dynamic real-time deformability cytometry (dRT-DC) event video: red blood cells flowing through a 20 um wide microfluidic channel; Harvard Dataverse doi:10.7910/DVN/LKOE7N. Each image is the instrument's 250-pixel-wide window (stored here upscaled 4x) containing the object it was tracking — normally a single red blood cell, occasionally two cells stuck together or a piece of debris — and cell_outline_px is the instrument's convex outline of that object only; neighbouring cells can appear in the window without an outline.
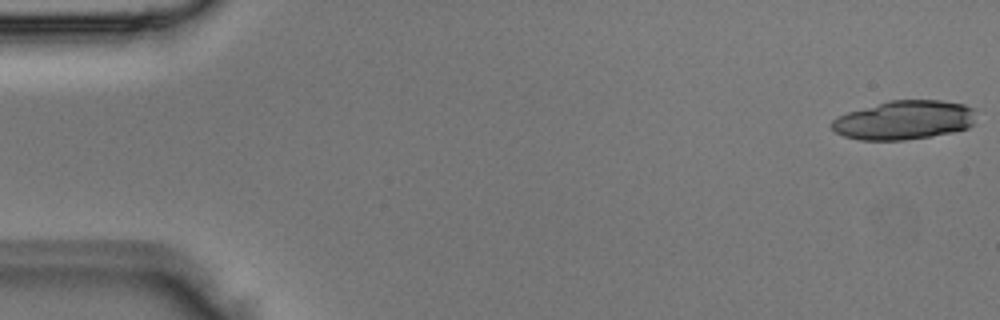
{"species": "Egyptian fruit bat (a non-hibernating species)", "species_latin": "Rousettus aegyptiacus", "temperature_condition": "room temperature", "stored_images_in_passage": 4, "camera_frame_rate_fps": 3000, "um_per_image_px": 0.085, "animal": {"sex": "male"}, "frame": {"image": 1, "passage_image": 1, "time_ms": 0.0, "image_size_px": [1000, 320], "cell_outline_px": [[972, 124], [968, 128], [956, 132], [932, 136], [904, 140], [860, 140], [844, 136], [836, 132], [832, 128], [832, 120], [848, 112], [888, 100], [940, 100], [964, 104], [972, 108]], "centroid_in_image_um": [76.84, 10.21], "position_along_channel_um": 8.2, "area_um2": 32.6}}